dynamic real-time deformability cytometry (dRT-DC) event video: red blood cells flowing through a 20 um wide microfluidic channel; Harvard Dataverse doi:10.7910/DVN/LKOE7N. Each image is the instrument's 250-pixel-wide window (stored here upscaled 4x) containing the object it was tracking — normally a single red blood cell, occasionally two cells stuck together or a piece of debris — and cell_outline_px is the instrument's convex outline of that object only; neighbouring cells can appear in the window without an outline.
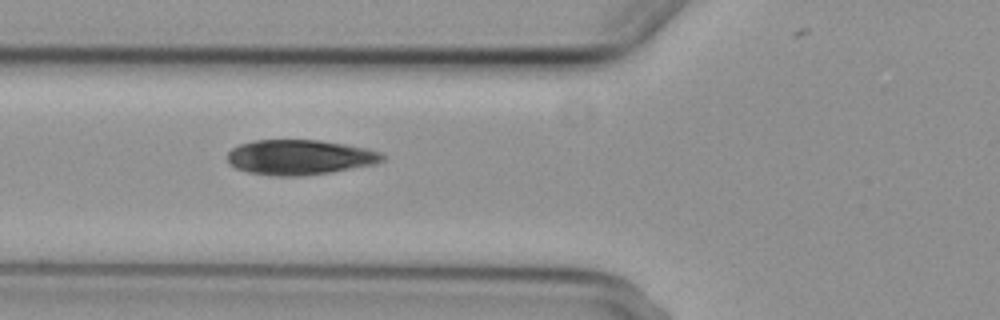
{"species": "common noctule bat (a hibernating species)", "species_latin": "Nyctalus noctula", "temperature_condition": "cold", "stored_images_in_passage": 7, "camera_frame_rate_fps": 3000, "um_per_image_px": 0.085, "animal": {"sex": "female", "body_mass_g": 29.2, "forearm_length_mm": 56.3}, "frame": {"image": 1, "passage_image": 7, "time_ms": 7.0, "image_size_px": [1000, 320], "cell_outline_px": [[384, 160], [376, 164], [332, 172], [300, 176], [272, 176], [248, 172], [236, 168], [228, 164], [228, 152], [232, 148], [240, 144], [256, 140], [320, 140], [368, 148], [384, 152]], "centroid_in_image_um": [25.51, 13.37], "position_along_channel_um": 100.3, "area_um2": 31.91}}